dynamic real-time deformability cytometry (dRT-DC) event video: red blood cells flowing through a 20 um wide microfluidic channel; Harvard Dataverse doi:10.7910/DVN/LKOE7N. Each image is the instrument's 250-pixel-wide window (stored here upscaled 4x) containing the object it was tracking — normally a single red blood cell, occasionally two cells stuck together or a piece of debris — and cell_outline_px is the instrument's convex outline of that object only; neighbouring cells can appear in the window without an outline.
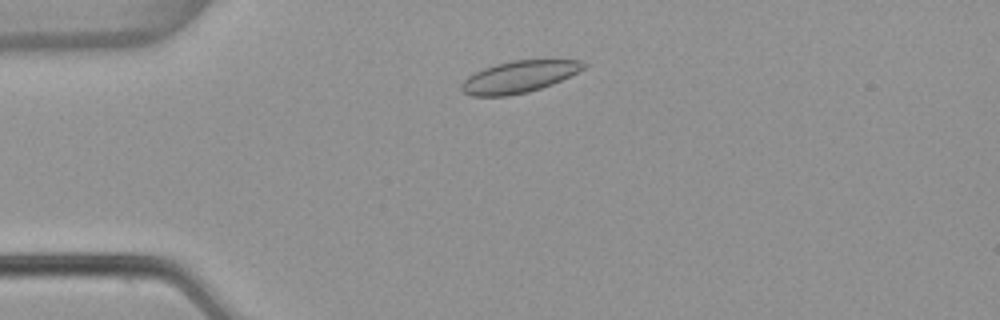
{"species": "common noctule bat (a hibernating species)", "species_latin": "Nyctalus noctula", "temperature_condition": "warm", "stored_images_in_passage": 3, "camera_frame_rate_fps": 3000, "um_per_image_px": 0.085, "animal": {"sex": "female", "body_mass_g": 22.7, "forearm_length_mm": 54.2}, "frame": {"image": 1, "passage_image": 2, "time_ms": 0.333, "image_size_px": [1000, 320], "cell_outline_px": [[588, 64], [584, 68], [552, 84], [528, 92], [508, 96], [472, 96], [464, 92], [460, 88], [460, 84], [468, 76], [484, 68], [496, 64], [512, 60], [544, 56], [584, 60]], "centroid_in_image_um": [44.2, 6.46], "position_along_channel_um": 40.8, "area_um2": 23.52}}